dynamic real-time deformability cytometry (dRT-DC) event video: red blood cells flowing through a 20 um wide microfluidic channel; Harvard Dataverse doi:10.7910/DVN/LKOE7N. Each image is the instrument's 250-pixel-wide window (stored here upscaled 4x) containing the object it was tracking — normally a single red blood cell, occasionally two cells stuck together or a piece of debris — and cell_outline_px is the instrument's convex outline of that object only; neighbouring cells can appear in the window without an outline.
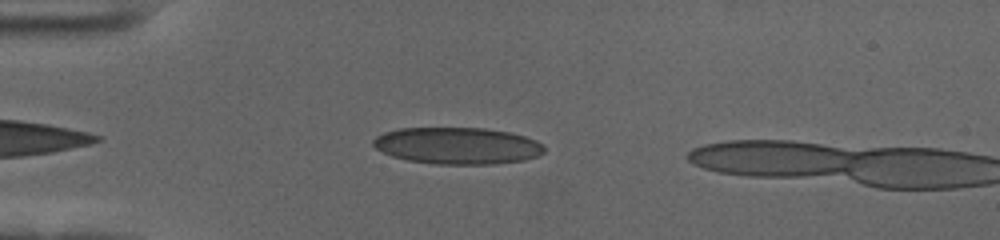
{"species": "human", "species_latin": "Homo sapiens", "temperature_condition": "cold", "stored_images_in_passage": 43, "camera_frame_rate_fps": 3000, "um_per_image_px": 0.085, "donor": {"sex": "female"}, "frame": {"image": 1, "passage_image": 5, "time_ms": 1.333, "image_size_px": [1000, 240], "cell_outline_px": [[544, 152], [536, 156], [524, 160], [492, 164], [436, 164], [408, 160], [392, 156], [376, 148], [372, 144], [372, 140], [376, 136], [384, 132], [400, 128], [484, 128], [508, 132], [524, 136], [536, 140], [544, 148]], "centroid_in_image_um": [38.85, 12.38], "position_along_channel_um": 46.1, "area_um2": 36.47}}
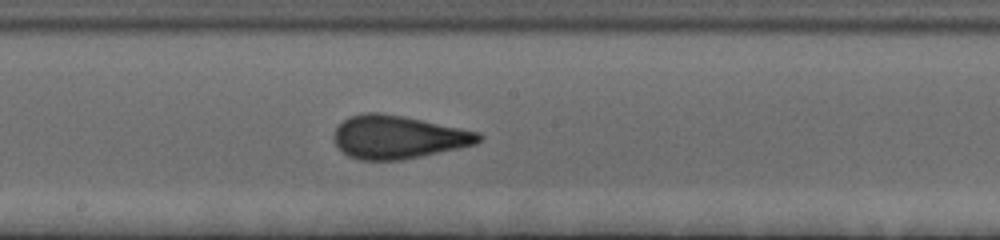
{"frame": {"image": 2, "passage_image": 21, "time_ms": 6.667, "image_size_px": [1000, 240], "cell_outline_px": [[484, 136], [476, 144], [404, 160], [360, 160], [348, 156], [336, 144], [332, 136], [336, 128], [344, 120], [352, 116], [364, 112], [380, 112], [404, 116], [480, 132]], "centroid_in_image_um": [33.84, 11.65], "position_along_channel_um": 214.4, "area_um2": 36.41}}
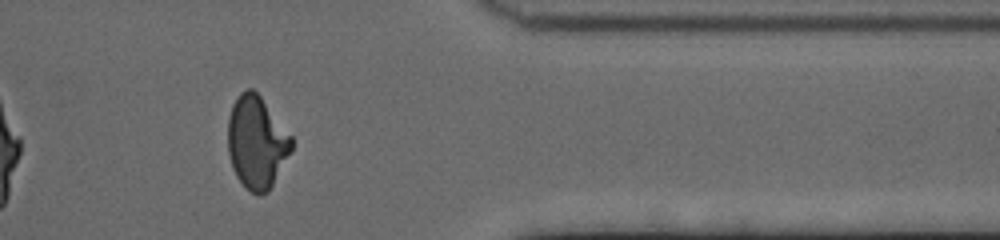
{"frame": {"image": 3, "passage_image": 37, "time_ms": 12.0, "image_size_px": [1000, 240], "cell_outline_px": [[292, 148], [268, 192], [260, 196], [252, 192], [236, 176], [232, 168], [228, 152], [228, 116], [232, 104], [240, 92], [248, 88], [252, 88], [260, 96], [292, 136]], "centroid_in_image_um": [21.79, 12.08], "position_along_channel_um": 389.6, "area_um2": 34.04}}